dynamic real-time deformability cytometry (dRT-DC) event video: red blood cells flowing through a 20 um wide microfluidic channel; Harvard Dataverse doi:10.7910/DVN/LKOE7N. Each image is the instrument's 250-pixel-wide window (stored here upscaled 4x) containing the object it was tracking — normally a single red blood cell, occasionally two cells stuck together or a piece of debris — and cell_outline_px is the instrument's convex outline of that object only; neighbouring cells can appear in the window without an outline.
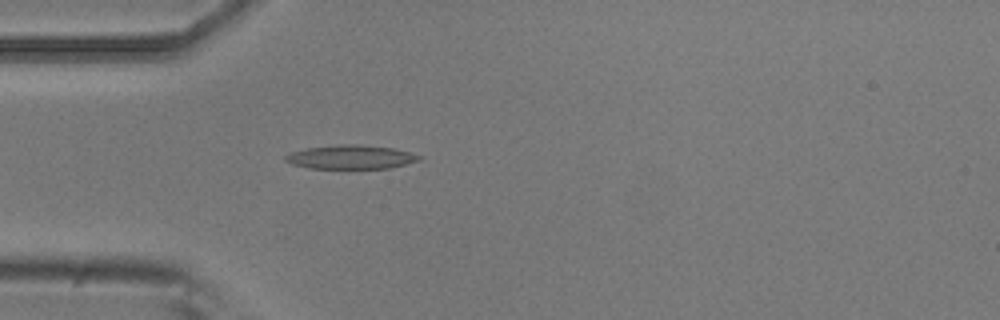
{"species": "common noctule bat (a hibernating species)", "species_latin": "Nyctalus noctula", "temperature_condition": "room temperature", "stored_images_in_passage": 2, "camera_frame_rate_fps": 3000, "um_per_image_px": 0.085, "animal": {"sex": "male", "body_mass_g": 20.5, "forearm_length_mm": 52.5}, "frame": {"image": 1, "passage_image": 2, "time_ms": 0.333, "image_size_px": [1000, 320], "cell_outline_px": [[424, 156], [420, 160], [388, 168], [308, 168], [292, 164], [284, 160], [284, 156], [292, 152], [308, 148], [340, 144], [356, 144], [392, 148]], "centroid_in_image_um": [29.81, 13.35], "position_along_channel_um": 55.2, "area_um2": 18.38}}